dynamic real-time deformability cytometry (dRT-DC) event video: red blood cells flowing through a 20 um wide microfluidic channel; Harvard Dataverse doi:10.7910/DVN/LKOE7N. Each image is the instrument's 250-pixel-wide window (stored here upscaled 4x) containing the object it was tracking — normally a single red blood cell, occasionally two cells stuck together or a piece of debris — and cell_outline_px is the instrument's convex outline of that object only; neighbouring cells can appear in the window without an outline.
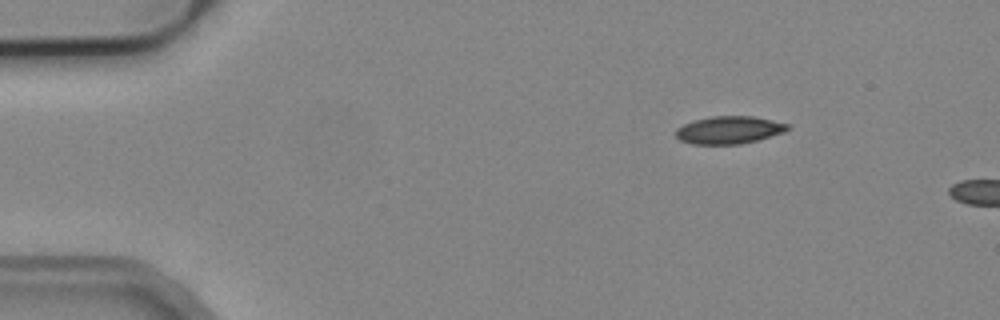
{"species": "common noctule bat (a hibernating species)", "species_latin": "Nyctalus noctula", "temperature_condition": "cold", "stored_images_in_passage": 2, "camera_frame_rate_fps": 3000, "um_per_image_px": 0.085, "animal": {"sex": "male", "body_mass_g": 19.2, "forearm_length_mm": 51.8}, "frame": {"image": 1, "passage_image": 1, "time_ms": 0.0, "image_size_px": [1000, 320], "cell_outline_px": [[792, 128], [784, 132], [756, 140], [740, 144], [692, 144], [680, 140], [676, 136], [676, 128], [684, 124], [696, 120], [712, 116], [752, 116], [772, 120], [788, 124]], "centroid_in_image_um": [61.98, 11.05], "position_along_channel_um": 23.0, "area_um2": 17.86}}